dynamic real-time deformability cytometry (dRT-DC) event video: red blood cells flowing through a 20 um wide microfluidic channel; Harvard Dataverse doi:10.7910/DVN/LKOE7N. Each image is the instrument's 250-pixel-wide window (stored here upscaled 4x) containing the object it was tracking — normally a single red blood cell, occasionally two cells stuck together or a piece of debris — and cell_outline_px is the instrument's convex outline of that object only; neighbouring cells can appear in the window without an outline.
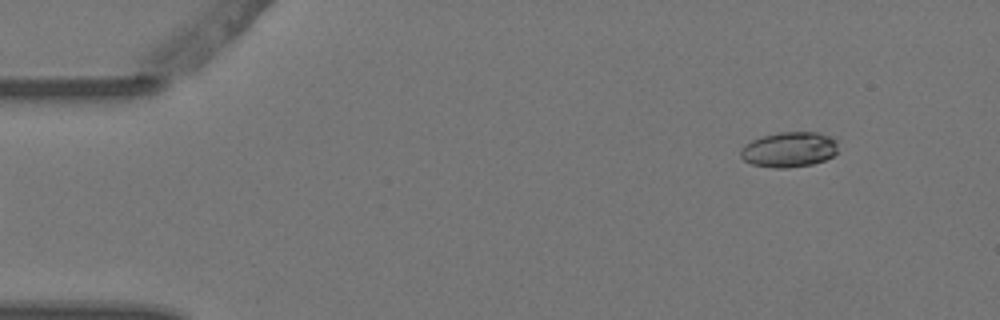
{"species": "Egyptian fruit bat (a non-hibernating species)", "species_latin": "Rousettus aegyptiacus", "temperature_condition": "warm", "stored_images_in_passage": 4, "segment_of_instrument_passage": [2, 2], "camera_frame_rate_fps": 3000, "um_per_image_px": 0.085, "animal": {"sex": "female"}, "frame": {"image": 1, "passage_image": 4, "time_ms": 1.0, "image_size_px": [1000, 320], "cell_outline_px": [[836, 152], [832, 156], [824, 160], [812, 164], [788, 168], [776, 168], [752, 164], [744, 160], [740, 156], [740, 148], [744, 144], [752, 140], [764, 136], [780, 132], [816, 132], [828, 136], [836, 140]], "centroid_in_image_um": [67.04, 12.71], "position_along_channel_um": 18.0, "area_um2": 19.88}}